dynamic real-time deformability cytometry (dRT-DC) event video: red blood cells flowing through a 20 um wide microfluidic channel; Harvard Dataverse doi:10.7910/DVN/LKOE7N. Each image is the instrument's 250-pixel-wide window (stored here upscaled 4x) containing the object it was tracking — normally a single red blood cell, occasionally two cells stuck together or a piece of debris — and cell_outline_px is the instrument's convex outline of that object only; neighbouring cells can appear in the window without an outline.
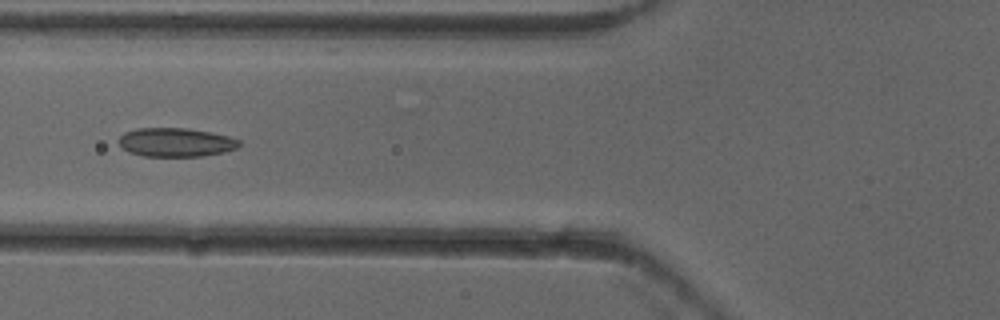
{"species": "common noctule bat (a hibernating species)", "species_latin": "Nyctalus noctula", "temperature_condition": "cold", "stored_images_in_passage": 5, "camera_frame_rate_fps": 3000, "um_per_image_px": 0.085, "animal": {"sex": "female"}, "frame": {"image": 1, "passage_image": 5, "time_ms": 1.333, "image_size_px": [1000, 320], "cell_outline_px": [[240, 144], [236, 148], [224, 152], [200, 156], [144, 156], [128, 152], [120, 144], [120, 136], [124, 132], [136, 128], [188, 128], [228, 136], [240, 140]], "centroid_in_image_um": [14.93, 12.09], "position_along_channel_um": 110.9, "area_um2": 20.06}}